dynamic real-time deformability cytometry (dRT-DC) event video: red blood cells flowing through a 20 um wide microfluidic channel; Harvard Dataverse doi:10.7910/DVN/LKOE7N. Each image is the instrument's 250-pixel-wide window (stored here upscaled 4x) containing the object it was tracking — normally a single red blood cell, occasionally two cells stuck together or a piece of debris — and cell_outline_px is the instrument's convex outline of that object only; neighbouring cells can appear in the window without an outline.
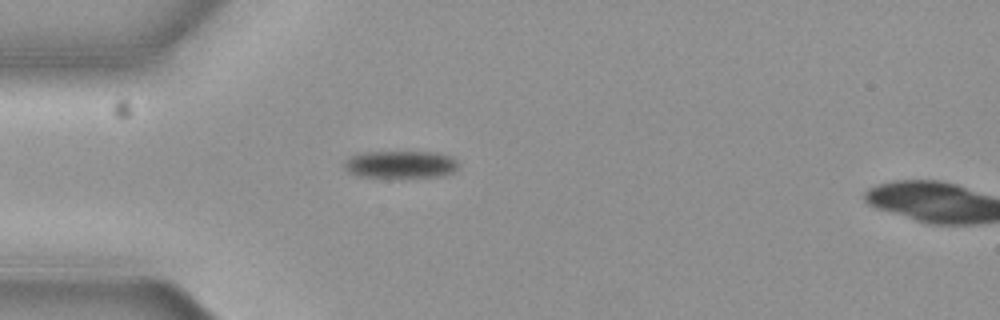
{"species": "common noctule bat (a hibernating species)", "species_latin": "Nyctalus noctula", "temperature_condition": "cold", "stored_images_in_passage": 6, "camera_frame_rate_fps": 3000, "um_per_image_px": 0.085, "animal": {"sex": "female", "body_mass_g": 19.3, "forearm_length_mm": 54.1}, "frame": {"image": 1, "passage_image": 5, "time_ms": 1.333, "image_size_px": [1000, 320], "cell_outline_px": [[460, 164], [452, 172], [444, 176], [360, 176], [348, 172], [344, 164], [352, 156], [368, 152], [436, 152], [452, 156]], "centroid_in_image_um": [34.13, 13.96], "position_along_channel_um": 50.9, "area_um2": 17.74}}